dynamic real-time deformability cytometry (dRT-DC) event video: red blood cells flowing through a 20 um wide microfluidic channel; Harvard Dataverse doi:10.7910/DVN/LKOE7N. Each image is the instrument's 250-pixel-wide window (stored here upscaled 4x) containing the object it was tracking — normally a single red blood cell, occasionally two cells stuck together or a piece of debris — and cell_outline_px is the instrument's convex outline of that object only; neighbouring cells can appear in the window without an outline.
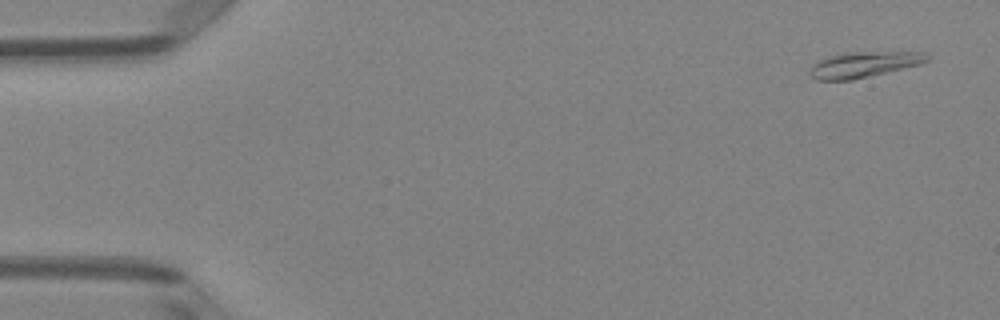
{"species": "Egyptian fruit bat (a non-hibernating species)", "species_latin": "Rousettus aegyptiacus", "temperature_condition": "room temperature", "stored_images_in_passage": 51, "camera_frame_rate_fps": 3000, "um_per_image_px": 0.085, "animal": {"sex": "female"}, "frame": {"image": 1, "passage_image": 3, "time_ms": 0.667, "image_size_px": [1000, 320], "cell_outline_px": [[928, 60], [920, 64], [852, 80], [816, 80], [808, 76], [808, 72], [812, 64], [828, 56], [844, 52], [924, 52], [928, 56]], "centroid_in_image_um": [73.34, 5.49], "position_along_channel_um": 11.7, "area_um2": 17.51}}
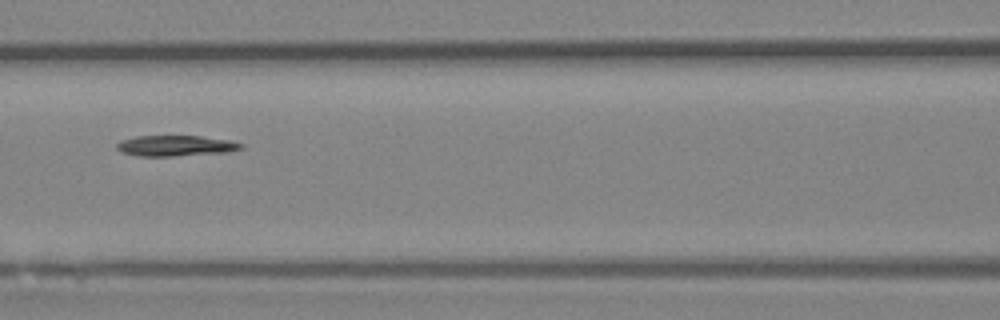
{"frame": {"image": 2, "passage_image": 23, "time_ms": 7.333, "image_size_px": [1000, 320], "cell_outline_px": [[244, 148], [228, 152], [172, 156], [136, 156], [120, 152], [116, 148], [116, 144], [120, 140], [136, 136], [200, 136], [228, 140], [244, 144]], "centroid_in_image_um": [14.9, 12.39], "position_along_channel_um": 151.7, "area_um2": 15.09}}
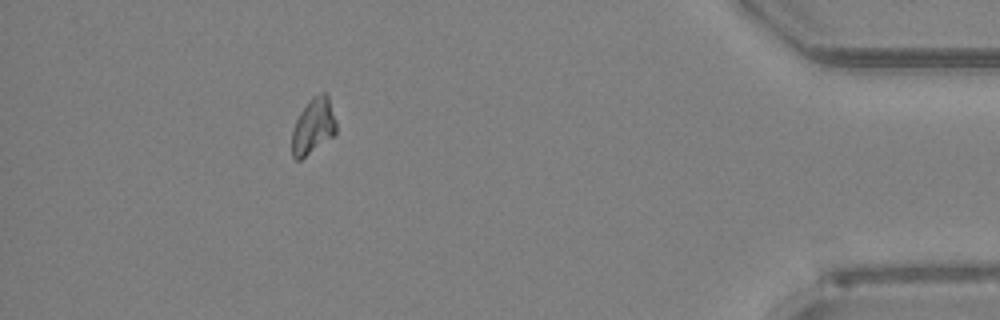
{"frame": {"image": 3, "passage_image": 46, "time_ms": 15.0, "image_size_px": [1000, 320], "cell_outline_px": [[336, 136], [300, 160], [296, 160], [292, 156], [292, 128], [300, 112], [308, 100], [312, 96], [320, 92], [328, 92], [336, 120]], "centroid_in_image_um": [26.65, 10.71], "position_along_channel_um": 408.5, "area_um2": 14.91}, "authors_computed_cell_mechanics": {"area_um2": 15.1436, "velocity_mm_per_s": 4.0308, "shape_relaxation_time_tau1_ms": 7.2447, "shape_relaxation_time_tau2_ms": 2.7109, "deformation_change_tau1": 0.1939, "deformation_change_tau2": 0.0461}}